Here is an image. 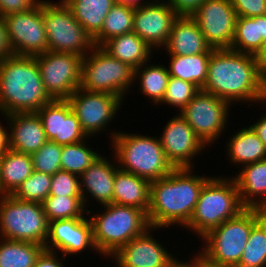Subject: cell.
<instances>
[{"label": "cell", "mask_w": 266, "mask_h": 267, "mask_svg": "<svg viewBox=\"0 0 266 267\" xmlns=\"http://www.w3.org/2000/svg\"><path fill=\"white\" fill-rule=\"evenodd\" d=\"M231 105L250 102L264 104L266 88L258 58L230 48L213 49L207 80L201 89ZM235 102V103H234ZM252 102V103H251Z\"/></svg>", "instance_id": "6da1fadb"}, {"label": "cell", "mask_w": 266, "mask_h": 267, "mask_svg": "<svg viewBox=\"0 0 266 267\" xmlns=\"http://www.w3.org/2000/svg\"><path fill=\"white\" fill-rule=\"evenodd\" d=\"M193 168H175L164 178L151 182L147 219L150 227H185L195 209L199 193L211 177L192 174Z\"/></svg>", "instance_id": "7a4b0ae2"}, {"label": "cell", "mask_w": 266, "mask_h": 267, "mask_svg": "<svg viewBox=\"0 0 266 267\" xmlns=\"http://www.w3.org/2000/svg\"><path fill=\"white\" fill-rule=\"evenodd\" d=\"M53 99L45 91L35 56L10 55L0 62V113L37 112Z\"/></svg>", "instance_id": "3957f363"}, {"label": "cell", "mask_w": 266, "mask_h": 267, "mask_svg": "<svg viewBox=\"0 0 266 267\" xmlns=\"http://www.w3.org/2000/svg\"><path fill=\"white\" fill-rule=\"evenodd\" d=\"M112 152L118 168L150 182L164 178L175 167L167 159L159 138L150 135L111 131Z\"/></svg>", "instance_id": "277c9868"}, {"label": "cell", "mask_w": 266, "mask_h": 267, "mask_svg": "<svg viewBox=\"0 0 266 267\" xmlns=\"http://www.w3.org/2000/svg\"><path fill=\"white\" fill-rule=\"evenodd\" d=\"M264 216L257 208H245L237 216L208 231L198 251L204 260L215 266L236 267L242 257L252 227Z\"/></svg>", "instance_id": "5b68a950"}, {"label": "cell", "mask_w": 266, "mask_h": 267, "mask_svg": "<svg viewBox=\"0 0 266 267\" xmlns=\"http://www.w3.org/2000/svg\"><path fill=\"white\" fill-rule=\"evenodd\" d=\"M105 212L89 217L92 225V238L96 251L108 258L119 248L149 227L147 214L136 207L115 203L103 205Z\"/></svg>", "instance_id": "8992f818"}, {"label": "cell", "mask_w": 266, "mask_h": 267, "mask_svg": "<svg viewBox=\"0 0 266 267\" xmlns=\"http://www.w3.org/2000/svg\"><path fill=\"white\" fill-rule=\"evenodd\" d=\"M223 177L211 176L205 182L194 212L184 227L200 235L199 238L245 209L234 178Z\"/></svg>", "instance_id": "52a82bcc"}, {"label": "cell", "mask_w": 266, "mask_h": 267, "mask_svg": "<svg viewBox=\"0 0 266 267\" xmlns=\"http://www.w3.org/2000/svg\"><path fill=\"white\" fill-rule=\"evenodd\" d=\"M134 82V68L94 46L82 58L80 88L117 95L122 100Z\"/></svg>", "instance_id": "ba28073f"}, {"label": "cell", "mask_w": 266, "mask_h": 267, "mask_svg": "<svg viewBox=\"0 0 266 267\" xmlns=\"http://www.w3.org/2000/svg\"><path fill=\"white\" fill-rule=\"evenodd\" d=\"M49 221L43 205L0 195V239L45 245Z\"/></svg>", "instance_id": "9c48e42d"}, {"label": "cell", "mask_w": 266, "mask_h": 267, "mask_svg": "<svg viewBox=\"0 0 266 267\" xmlns=\"http://www.w3.org/2000/svg\"><path fill=\"white\" fill-rule=\"evenodd\" d=\"M42 17L47 34V51L84 57L95 46L93 38L76 20L63 0H42Z\"/></svg>", "instance_id": "30bf717a"}, {"label": "cell", "mask_w": 266, "mask_h": 267, "mask_svg": "<svg viewBox=\"0 0 266 267\" xmlns=\"http://www.w3.org/2000/svg\"><path fill=\"white\" fill-rule=\"evenodd\" d=\"M231 106L228 101L200 90L179 114L200 140L210 146L225 131Z\"/></svg>", "instance_id": "8fae6325"}, {"label": "cell", "mask_w": 266, "mask_h": 267, "mask_svg": "<svg viewBox=\"0 0 266 267\" xmlns=\"http://www.w3.org/2000/svg\"><path fill=\"white\" fill-rule=\"evenodd\" d=\"M82 58L52 51L35 56L45 91L53 100L68 99L80 88Z\"/></svg>", "instance_id": "7c38bea8"}, {"label": "cell", "mask_w": 266, "mask_h": 267, "mask_svg": "<svg viewBox=\"0 0 266 267\" xmlns=\"http://www.w3.org/2000/svg\"><path fill=\"white\" fill-rule=\"evenodd\" d=\"M67 101L77 116L83 132L87 137H94L107 130L105 128L117 116L116 113L124 100L110 93L90 92L78 88Z\"/></svg>", "instance_id": "4fadbf2b"}, {"label": "cell", "mask_w": 266, "mask_h": 267, "mask_svg": "<svg viewBox=\"0 0 266 267\" xmlns=\"http://www.w3.org/2000/svg\"><path fill=\"white\" fill-rule=\"evenodd\" d=\"M13 55L38 56L47 51L42 0L25 12L4 16Z\"/></svg>", "instance_id": "5bb4252c"}, {"label": "cell", "mask_w": 266, "mask_h": 267, "mask_svg": "<svg viewBox=\"0 0 266 267\" xmlns=\"http://www.w3.org/2000/svg\"><path fill=\"white\" fill-rule=\"evenodd\" d=\"M191 17L213 49L231 48L237 16L230 0H205Z\"/></svg>", "instance_id": "9a60e30c"}, {"label": "cell", "mask_w": 266, "mask_h": 267, "mask_svg": "<svg viewBox=\"0 0 266 267\" xmlns=\"http://www.w3.org/2000/svg\"><path fill=\"white\" fill-rule=\"evenodd\" d=\"M167 122L158 136L167 159L175 168H194L193 159L204 151L206 145L180 114H175Z\"/></svg>", "instance_id": "2e32d148"}, {"label": "cell", "mask_w": 266, "mask_h": 267, "mask_svg": "<svg viewBox=\"0 0 266 267\" xmlns=\"http://www.w3.org/2000/svg\"><path fill=\"white\" fill-rule=\"evenodd\" d=\"M44 248L58 253L61 251L60 255L66 258L68 255L82 254L87 248L97 253L90 219L85 215L83 218L49 221Z\"/></svg>", "instance_id": "e0dca14e"}, {"label": "cell", "mask_w": 266, "mask_h": 267, "mask_svg": "<svg viewBox=\"0 0 266 267\" xmlns=\"http://www.w3.org/2000/svg\"><path fill=\"white\" fill-rule=\"evenodd\" d=\"M177 18L178 15L165 0H151L148 4L134 9L133 32L152 49H162Z\"/></svg>", "instance_id": "ac0fdd59"}, {"label": "cell", "mask_w": 266, "mask_h": 267, "mask_svg": "<svg viewBox=\"0 0 266 267\" xmlns=\"http://www.w3.org/2000/svg\"><path fill=\"white\" fill-rule=\"evenodd\" d=\"M149 227L143 234L135 237L126 245L119 248L109 258L113 259L117 267H170L176 260L166 250V246L153 238ZM151 232V233H150Z\"/></svg>", "instance_id": "d6986e66"}, {"label": "cell", "mask_w": 266, "mask_h": 267, "mask_svg": "<svg viewBox=\"0 0 266 267\" xmlns=\"http://www.w3.org/2000/svg\"><path fill=\"white\" fill-rule=\"evenodd\" d=\"M47 140L59 145L78 143L89 139L67 99L52 100L37 112Z\"/></svg>", "instance_id": "ffe728a7"}, {"label": "cell", "mask_w": 266, "mask_h": 267, "mask_svg": "<svg viewBox=\"0 0 266 267\" xmlns=\"http://www.w3.org/2000/svg\"><path fill=\"white\" fill-rule=\"evenodd\" d=\"M101 154L96 161L90 165L80 176V193L87 208V197L93 198L98 201V204L107 205L111 204L114 192V179L116 171L119 169L117 161L115 165L109 162ZM90 194V196L86 194ZM92 196V197H91ZM87 202V203H86Z\"/></svg>", "instance_id": "44dd1931"}, {"label": "cell", "mask_w": 266, "mask_h": 267, "mask_svg": "<svg viewBox=\"0 0 266 267\" xmlns=\"http://www.w3.org/2000/svg\"><path fill=\"white\" fill-rule=\"evenodd\" d=\"M9 126L10 149L32 155L48 140L36 112L3 114Z\"/></svg>", "instance_id": "7402d4cb"}, {"label": "cell", "mask_w": 266, "mask_h": 267, "mask_svg": "<svg viewBox=\"0 0 266 267\" xmlns=\"http://www.w3.org/2000/svg\"><path fill=\"white\" fill-rule=\"evenodd\" d=\"M168 55L192 56L211 53L213 48L191 16H178L172 26L166 45Z\"/></svg>", "instance_id": "603a6c76"}, {"label": "cell", "mask_w": 266, "mask_h": 267, "mask_svg": "<svg viewBox=\"0 0 266 267\" xmlns=\"http://www.w3.org/2000/svg\"><path fill=\"white\" fill-rule=\"evenodd\" d=\"M234 176L245 208H266V159L247 164ZM258 198V199H257Z\"/></svg>", "instance_id": "cb8c5ba5"}, {"label": "cell", "mask_w": 266, "mask_h": 267, "mask_svg": "<svg viewBox=\"0 0 266 267\" xmlns=\"http://www.w3.org/2000/svg\"><path fill=\"white\" fill-rule=\"evenodd\" d=\"M150 187V181L118 169L114 179L112 203L133 206L147 214L150 202Z\"/></svg>", "instance_id": "d4e9b609"}, {"label": "cell", "mask_w": 266, "mask_h": 267, "mask_svg": "<svg viewBox=\"0 0 266 267\" xmlns=\"http://www.w3.org/2000/svg\"><path fill=\"white\" fill-rule=\"evenodd\" d=\"M266 42V15L237 17L232 50L258 57Z\"/></svg>", "instance_id": "484cf974"}, {"label": "cell", "mask_w": 266, "mask_h": 267, "mask_svg": "<svg viewBox=\"0 0 266 267\" xmlns=\"http://www.w3.org/2000/svg\"><path fill=\"white\" fill-rule=\"evenodd\" d=\"M101 47L112 57L129 64L134 69L150 61L153 52V49L135 32L115 36Z\"/></svg>", "instance_id": "4316f807"}, {"label": "cell", "mask_w": 266, "mask_h": 267, "mask_svg": "<svg viewBox=\"0 0 266 267\" xmlns=\"http://www.w3.org/2000/svg\"><path fill=\"white\" fill-rule=\"evenodd\" d=\"M32 172L31 155L9 149L0 161V195H12Z\"/></svg>", "instance_id": "83f0119b"}, {"label": "cell", "mask_w": 266, "mask_h": 267, "mask_svg": "<svg viewBox=\"0 0 266 267\" xmlns=\"http://www.w3.org/2000/svg\"><path fill=\"white\" fill-rule=\"evenodd\" d=\"M227 156L234 165H247L266 159V146L250 126L243 127L229 138Z\"/></svg>", "instance_id": "f1b7e54d"}, {"label": "cell", "mask_w": 266, "mask_h": 267, "mask_svg": "<svg viewBox=\"0 0 266 267\" xmlns=\"http://www.w3.org/2000/svg\"><path fill=\"white\" fill-rule=\"evenodd\" d=\"M76 20L94 38L102 29L104 20L114 6V0H63Z\"/></svg>", "instance_id": "f546056e"}, {"label": "cell", "mask_w": 266, "mask_h": 267, "mask_svg": "<svg viewBox=\"0 0 266 267\" xmlns=\"http://www.w3.org/2000/svg\"><path fill=\"white\" fill-rule=\"evenodd\" d=\"M210 55L211 53L192 56L169 55L168 73L170 77L191 82L201 90L207 80Z\"/></svg>", "instance_id": "4dcf8cb0"}, {"label": "cell", "mask_w": 266, "mask_h": 267, "mask_svg": "<svg viewBox=\"0 0 266 267\" xmlns=\"http://www.w3.org/2000/svg\"><path fill=\"white\" fill-rule=\"evenodd\" d=\"M147 63L134 69V81L140 82L141 86L139 87V91L148 97V100H151L154 105H159L164 99L170 77L167 70L168 66Z\"/></svg>", "instance_id": "1f68e13d"}, {"label": "cell", "mask_w": 266, "mask_h": 267, "mask_svg": "<svg viewBox=\"0 0 266 267\" xmlns=\"http://www.w3.org/2000/svg\"><path fill=\"white\" fill-rule=\"evenodd\" d=\"M0 240V267H34L37 257L45 249L37 243Z\"/></svg>", "instance_id": "d6a6232c"}, {"label": "cell", "mask_w": 266, "mask_h": 267, "mask_svg": "<svg viewBox=\"0 0 266 267\" xmlns=\"http://www.w3.org/2000/svg\"><path fill=\"white\" fill-rule=\"evenodd\" d=\"M134 9L114 4L107 14L101 31L93 38L95 46H102L111 38L133 32Z\"/></svg>", "instance_id": "836d02e7"}, {"label": "cell", "mask_w": 266, "mask_h": 267, "mask_svg": "<svg viewBox=\"0 0 266 267\" xmlns=\"http://www.w3.org/2000/svg\"><path fill=\"white\" fill-rule=\"evenodd\" d=\"M42 205L48 221L83 218L92 212L85 208L82 196L49 195Z\"/></svg>", "instance_id": "e575fe53"}, {"label": "cell", "mask_w": 266, "mask_h": 267, "mask_svg": "<svg viewBox=\"0 0 266 267\" xmlns=\"http://www.w3.org/2000/svg\"><path fill=\"white\" fill-rule=\"evenodd\" d=\"M86 140L62 145L61 170L80 176L101 155L89 148ZM87 144V145H86Z\"/></svg>", "instance_id": "d590c367"}, {"label": "cell", "mask_w": 266, "mask_h": 267, "mask_svg": "<svg viewBox=\"0 0 266 267\" xmlns=\"http://www.w3.org/2000/svg\"><path fill=\"white\" fill-rule=\"evenodd\" d=\"M236 267H266V217L263 216L250 232L239 264Z\"/></svg>", "instance_id": "8d00e7d4"}, {"label": "cell", "mask_w": 266, "mask_h": 267, "mask_svg": "<svg viewBox=\"0 0 266 267\" xmlns=\"http://www.w3.org/2000/svg\"><path fill=\"white\" fill-rule=\"evenodd\" d=\"M51 183L52 175L33 170L12 196L22 201L42 204L49 196Z\"/></svg>", "instance_id": "74e56055"}, {"label": "cell", "mask_w": 266, "mask_h": 267, "mask_svg": "<svg viewBox=\"0 0 266 267\" xmlns=\"http://www.w3.org/2000/svg\"><path fill=\"white\" fill-rule=\"evenodd\" d=\"M199 91L200 89L191 82L169 77L164 99L159 105L167 104L181 112Z\"/></svg>", "instance_id": "f35d334b"}, {"label": "cell", "mask_w": 266, "mask_h": 267, "mask_svg": "<svg viewBox=\"0 0 266 267\" xmlns=\"http://www.w3.org/2000/svg\"><path fill=\"white\" fill-rule=\"evenodd\" d=\"M61 152L62 145L48 140L31 155L33 170L49 175L55 174L61 170Z\"/></svg>", "instance_id": "ab89813d"}, {"label": "cell", "mask_w": 266, "mask_h": 267, "mask_svg": "<svg viewBox=\"0 0 266 267\" xmlns=\"http://www.w3.org/2000/svg\"><path fill=\"white\" fill-rule=\"evenodd\" d=\"M52 196H81L79 176L59 170L52 175L50 193Z\"/></svg>", "instance_id": "60d3db41"}, {"label": "cell", "mask_w": 266, "mask_h": 267, "mask_svg": "<svg viewBox=\"0 0 266 267\" xmlns=\"http://www.w3.org/2000/svg\"><path fill=\"white\" fill-rule=\"evenodd\" d=\"M237 17L266 15V0H230Z\"/></svg>", "instance_id": "b9f144b4"}, {"label": "cell", "mask_w": 266, "mask_h": 267, "mask_svg": "<svg viewBox=\"0 0 266 267\" xmlns=\"http://www.w3.org/2000/svg\"><path fill=\"white\" fill-rule=\"evenodd\" d=\"M40 0H0V15L2 17L33 8Z\"/></svg>", "instance_id": "7bdbcfd3"}, {"label": "cell", "mask_w": 266, "mask_h": 267, "mask_svg": "<svg viewBox=\"0 0 266 267\" xmlns=\"http://www.w3.org/2000/svg\"><path fill=\"white\" fill-rule=\"evenodd\" d=\"M205 0H166L178 16H191Z\"/></svg>", "instance_id": "ee69618b"}, {"label": "cell", "mask_w": 266, "mask_h": 267, "mask_svg": "<svg viewBox=\"0 0 266 267\" xmlns=\"http://www.w3.org/2000/svg\"><path fill=\"white\" fill-rule=\"evenodd\" d=\"M58 257L60 255L57 252L44 249L37 257L34 267H65L63 262L66 260V257L61 256V260Z\"/></svg>", "instance_id": "f6af8a7d"}, {"label": "cell", "mask_w": 266, "mask_h": 267, "mask_svg": "<svg viewBox=\"0 0 266 267\" xmlns=\"http://www.w3.org/2000/svg\"><path fill=\"white\" fill-rule=\"evenodd\" d=\"M13 55L4 17L0 15V62Z\"/></svg>", "instance_id": "bcb514c9"}, {"label": "cell", "mask_w": 266, "mask_h": 267, "mask_svg": "<svg viewBox=\"0 0 266 267\" xmlns=\"http://www.w3.org/2000/svg\"><path fill=\"white\" fill-rule=\"evenodd\" d=\"M250 127L266 146V112L264 115L261 114L259 120L251 124Z\"/></svg>", "instance_id": "7dc6e473"}, {"label": "cell", "mask_w": 266, "mask_h": 267, "mask_svg": "<svg viewBox=\"0 0 266 267\" xmlns=\"http://www.w3.org/2000/svg\"><path fill=\"white\" fill-rule=\"evenodd\" d=\"M9 149V129L8 126L6 129L0 122V156L6 153Z\"/></svg>", "instance_id": "c3c4849f"}, {"label": "cell", "mask_w": 266, "mask_h": 267, "mask_svg": "<svg viewBox=\"0 0 266 267\" xmlns=\"http://www.w3.org/2000/svg\"><path fill=\"white\" fill-rule=\"evenodd\" d=\"M115 4L118 5H124L126 7H130L133 9H138L150 2V0L147 2V0H114ZM143 1V2H142Z\"/></svg>", "instance_id": "681fc988"}, {"label": "cell", "mask_w": 266, "mask_h": 267, "mask_svg": "<svg viewBox=\"0 0 266 267\" xmlns=\"http://www.w3.org/2000/svg\"><path fill=\"white\" fill-rule=\"evenodd\" d=\"M193 267H223V266L212 265L208 263L206 260H204L200 255L196 254L195 257H193Z\"/></svg>", "instance_id": "f907efd6"}, {"label": "cell", "mask_w": 266, "mask_h": 267, "mask_svg": "<svg viewBox=\"0 0 266 267\" xmlns=\"http://www.w3.org/2000/svg\"><path fill=\"white\" fill-rule=\"evenodd\" d=\"M257 58H258V61L260 63L262 70H264L266 68V42H265L263 51L260 53V55Z\"/></svg>", "instance_id": "816d5d0a"}, {"label": "cell", "mask_w": 266, "mask_h": 267, "mask_svg": "<svg viewBox=\"0 0 266 267\" xmlns=\"http://www.w3.org/2000/svg\"><path fill=\"white\" fill-rule=\"evenodd\" d=\"M185 261H181L180 259L176 260L170 267H193V259L188 261V262H185Z\"/></svg>", "instance_id": "f5cc1de1"}, {"label": "cell", "mask_w": 266, "mask_h": 267, "mask_svg": "<svg viewBox=\"0 0 266 267\" xmlns=\"http://www.w3.org/2000/svg\"><path fill=\"white\" fill-rule=\"evenodd\" d=\"M263 81L266 88V68L263 70Z\"/></svg>", "instance_id": "db71d44e"}, {"label": "cell", "mask_w": 266, "mask_h": 267, "mask_svg": "<svg viewBox=\"0 0 266 267\" xmlns=\"http://www.w3.org/2000/svg\"><path fill=\"white\" fill-rule=\"evenodd\" d=\"M263 212H264V216L266 217V208L263 210Z\"/></svg>", "instance_id": "11a10c76"}]
</instances>
